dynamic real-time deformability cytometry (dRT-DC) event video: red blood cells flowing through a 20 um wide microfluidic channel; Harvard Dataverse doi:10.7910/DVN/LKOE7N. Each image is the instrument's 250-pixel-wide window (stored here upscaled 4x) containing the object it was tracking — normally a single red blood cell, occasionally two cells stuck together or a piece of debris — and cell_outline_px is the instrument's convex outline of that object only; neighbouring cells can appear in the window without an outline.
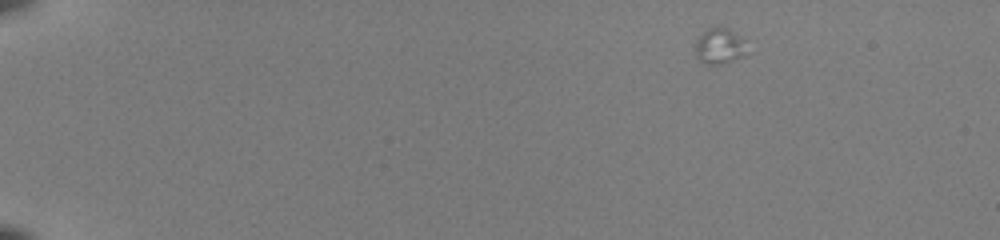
{"species": "common noctule bat (a hibernating species)", "species_latin": "Nyctalus noctula", "temperature_condition": "room temperature", "stored_images_in_passage": 11, "camera_frame_rate_fps": 3000, "um_per_image_px": 0.085, "animal": {"sex": "female", "body_mass_g": 22.0, "forearm_length_mm": 56.7}, "frame": {"image": 1, "passage_image": 1, "time_ms": 0.0, "image_size_px": [1000, 240], "cell_outline_px": [[752, 52], [744, 56], [720, 64], [704, 64], [696, 56], [696, 40], [708, 28], [720, 24], [728, 28], [744, 40]], "centroid_in_image_um": [61.22, 3.9], "position_along_channel_um": 23.8, "area_um2": 11.1}}